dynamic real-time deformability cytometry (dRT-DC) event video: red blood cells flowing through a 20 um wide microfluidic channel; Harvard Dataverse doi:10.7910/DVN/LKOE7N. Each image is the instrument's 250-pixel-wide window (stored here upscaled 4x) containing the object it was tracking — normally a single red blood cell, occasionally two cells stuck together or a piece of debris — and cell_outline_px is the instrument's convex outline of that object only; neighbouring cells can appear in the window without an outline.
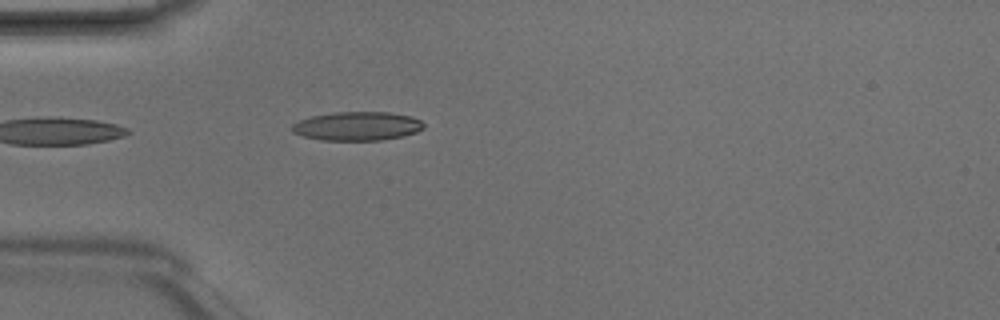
{"species": "Egyptian fruit bat (a non-hibernating species)", "species_latin": "Rousettus aegyptiacus", "temperature_condition": "room temperature", "stored_images_in_passage": 1, "camera_frame_rate_fps": 3000, "um_per_image_px": 0.085, "animal": {"sex": "male"}, "frame": {"image": 1, "passage_image": 1, "time_ms": 0.0, "image_size_px": [1000, 320], "cell_outline_px": [[424, 128], [416, 132], [404, 136], [380, 140], [320, 140], [304, 136], [292, 132], [292, 124], [300, 120], [312, 116], [332, 112], [388, 112], [408, 116], [420, 120], [424, 124]], "centroid_in_image_um": [30.35, 10.72], "position_along_channel_um": 54.6, "area_um2": 22.02}}